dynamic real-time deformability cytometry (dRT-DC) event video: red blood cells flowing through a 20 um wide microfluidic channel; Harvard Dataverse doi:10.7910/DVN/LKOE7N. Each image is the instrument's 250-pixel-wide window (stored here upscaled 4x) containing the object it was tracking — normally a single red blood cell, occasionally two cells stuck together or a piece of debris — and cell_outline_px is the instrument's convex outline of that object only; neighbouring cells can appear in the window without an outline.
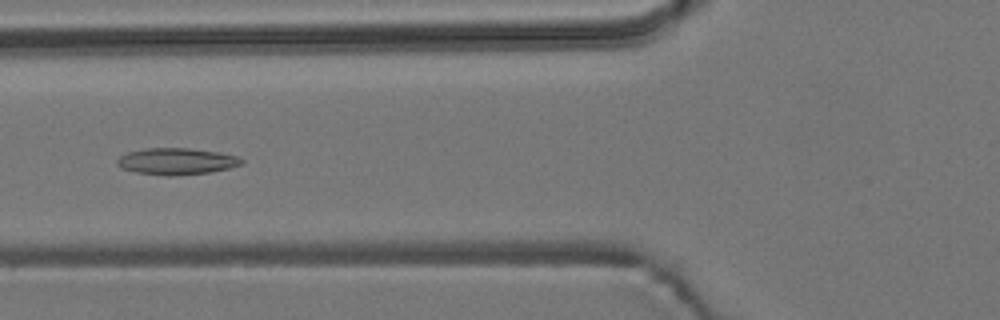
{"species": "common noctule bat (a hibernating species)", "species_latin": "Nyctalus noctula", "temperature_condition": "room temperature", "stored_images_in_passage": 9, "camera_frame_rate_fps": 3000, "um_per_image_px": 0.085, "animal": {"sex": "male", "body_mass_g": 19.2, "forearm_length_mm": 51.8}, "frame": {"image": 1, "passage_image": 7, "time_ms": 6.667, "image_size_px": [1000, 320], "cell_outline_px": [[244, 164], [228, 168], [208, 172], [172, 176], [164, 176], [136, 172], [120, 168], [116, 164], [116, 160], [120, 156], [128, 152], [144, 148], [188, 148], [216, 152], [236, 156], [244, 160]], "centroid_in_image_um": [14.96, 13.71], "position_along_channel_um": 110.8, "area_um2": 19.25}}
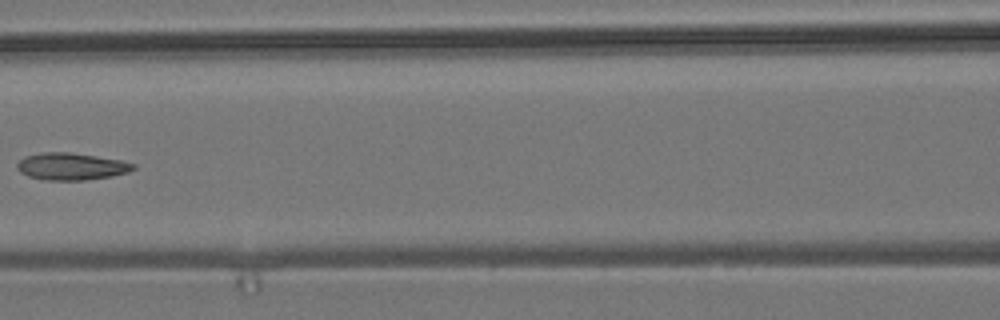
{"frame": {"image": 2, "passage_image": 8, "time_ms": 8.0, "image_size_px": [1000, 320], "cell_outline_px": [[136, 168], [128, 172], [112, 176], [84, 180], [48, 180], [28, 176], [20, 172], [16, 168], [16, 164], [24, 156], [40, 152], [72, 152], [120, 160], [136, 164]], "centroid_in_image_um": [6.04, 14.14], "position_along_channel_um": 160.6, "area_um2": 18.44}}
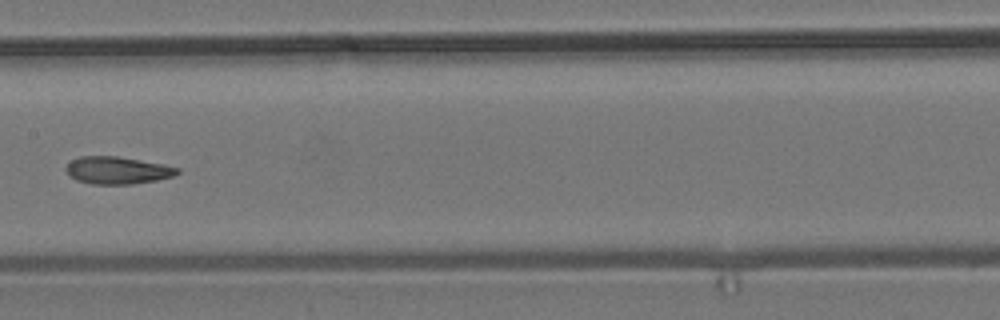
{"frame": {"image": 3, "passage_image": 9, "time_ms": 9.0, "image_size_px": [1000, 320], "cell_outline_px": [[180, 172], [172, 176], [156, 180], [132, 184], [92, 184], [76, 180], [64, 168], [72, 160], [80, 156], [116, 156], [164, 164], [180, 168]], "centroid_in_image_um": [9.99, 14.47], "position_along_channel_um": 197.4, "area_um2": 17.63}}